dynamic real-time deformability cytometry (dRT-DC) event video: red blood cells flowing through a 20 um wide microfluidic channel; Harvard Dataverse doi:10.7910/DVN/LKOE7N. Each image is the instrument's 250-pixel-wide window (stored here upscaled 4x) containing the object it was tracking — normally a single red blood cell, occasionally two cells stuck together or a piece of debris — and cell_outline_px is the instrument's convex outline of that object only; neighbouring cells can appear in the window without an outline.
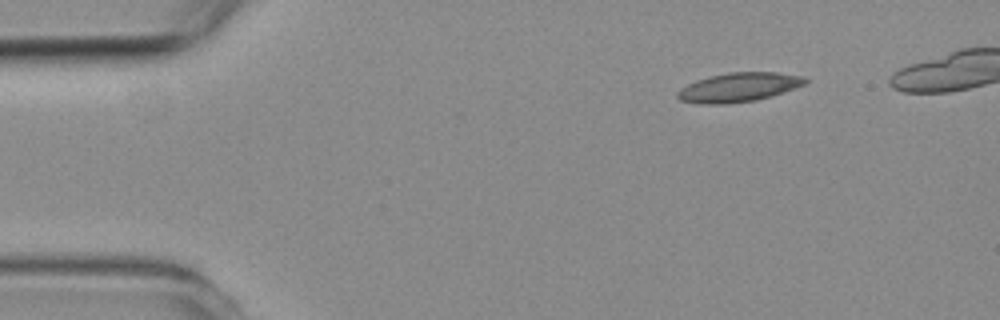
{"species": "common noctule bat (a hibernating species)", "species_latin": "Nyctalus noctula", "temperature_condition": "room temperature", "stored_images_in_passage": 5, "camera_frame_rate_fps": 3000, "um_per_image_px": 0.085, "animal": {"sex": "female", "body_mass_g": 19.3, "forearm_length_mm": 54.1}, "frame": {"image": 1, "passage_image": 1, "time_ms": 0.0, "image_size_px": [1000, 320], "cell_outline_px": [[808, 80], [804, 84], [772, 96], [756, 100], [724, 104], [700, 104], [680, 100], [676, 96], [676, 92], [680, 88], [696, 80], [728, 72], [776, 72], [804, 76]], "centroid_in_image_um": [62.76, 7.42], "position_along_channel_um": 22.2, "area_um2": 21.62}}